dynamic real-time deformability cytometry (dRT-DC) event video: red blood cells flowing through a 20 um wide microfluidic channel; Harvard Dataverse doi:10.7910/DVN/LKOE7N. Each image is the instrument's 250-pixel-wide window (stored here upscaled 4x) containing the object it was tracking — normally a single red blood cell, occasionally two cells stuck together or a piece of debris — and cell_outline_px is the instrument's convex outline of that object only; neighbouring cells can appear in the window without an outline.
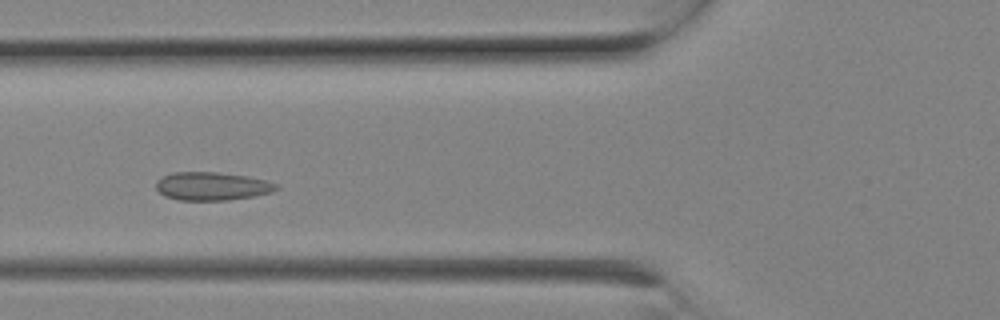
{"species": "Egyptian fruit bat (a non-hibernating species)", "species_latin": "Rousettus aegyptiacus", "temperature_condition": "room temperature", "stored_images_in_passage": 6, "camera_frame_rate_fps": 3000, "um_per_image_px": 0.085, "animal": {"sex": "female"}, "frame": {"image": 1, "passage_image": 4, "time_ms": 1.0, "image_size_px": [1000, 320], "cell_outline_px": [[280, 188], [272, 192], [252, 196], [228, 200], [180, 200], [164, 196], [156, 188], [156, 180], [160, 176], [172, 172], [216, 172], [248, 176], [280, 184]], "centroid_in_image_um": [18.01, 15.82], "position_along_channel_um": 107.8, "area_um2": 19.94}}
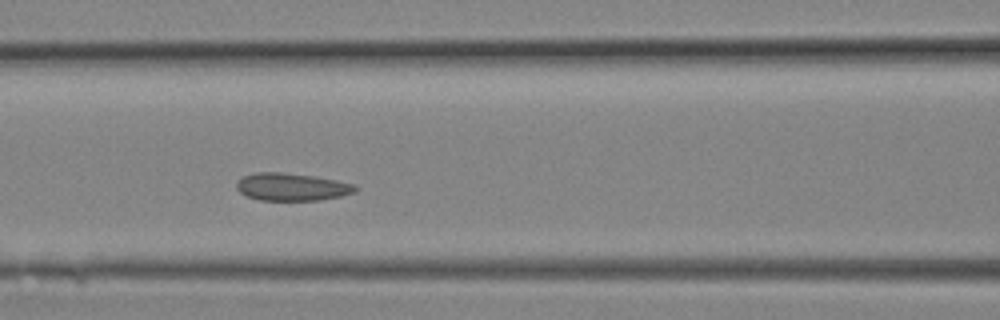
{"frame": {"image": 2, "passage_image": 5, "time_ms": 1.333, "image_size_px": [1000, 320], "cell_outline_px": [[360, 188], [356, 192], [340, 196], [320, 200], [260, 200], [248, 196], [240, 192], [236, 188], [236, 180], [244, 176], [256, 172], [280, 172], [312, 176], [336, 180], [356, 184]], "centroid_in_image_um": [24.82, 15.88], "position_along_channel_um": 141.8, "area_um2": 19.13}}
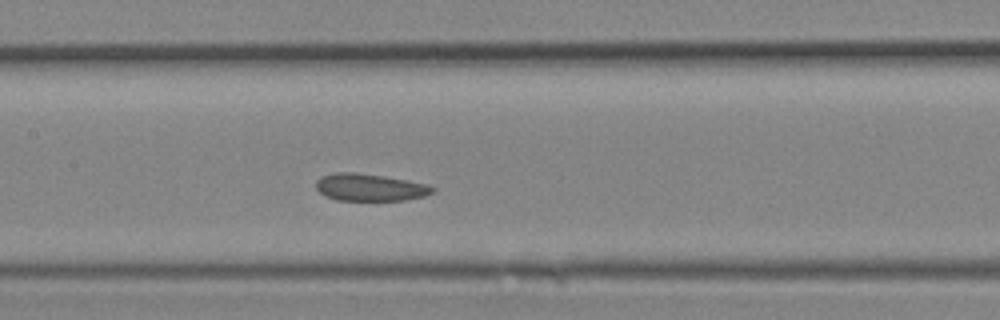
{"frame": {"image": 3, "passage_image": 6, "time_ms": 1.667, "image_size_px": [1000, 320], "cell_outline_px": [[436, 188], [432, 192], [424, 196], [404, 200], [336, 200], [324, 196], [316, 188], [316, 180], [320, 176], [336, 172], [352, 172], [384, 176], [424, 184]], "centroid_in_image_um": [31.37, 15.92], "position_along_channel_um": 176.0, "area_um2": 18.32}}